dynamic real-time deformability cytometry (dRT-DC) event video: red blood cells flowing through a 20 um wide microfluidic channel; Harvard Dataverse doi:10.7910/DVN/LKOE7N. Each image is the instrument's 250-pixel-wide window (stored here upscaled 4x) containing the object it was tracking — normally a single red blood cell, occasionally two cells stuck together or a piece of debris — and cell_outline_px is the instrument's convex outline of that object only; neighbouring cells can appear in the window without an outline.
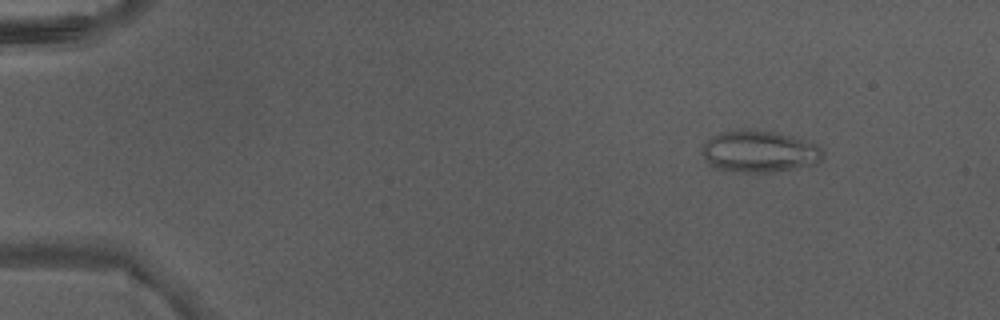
{"species": "Egyptian fruit bat (a non-hibernating species)", "species_latin": "Rousettus aegyptiacus", "temperature_condition": "warm", "stored_images_in_passage": 48, "camera_frame_rate_fps": 3000, "um_per_image_px": 0.085, "animal": {"sex": "male"}, "frame": {"image": 1, "passage_image": 7, "time_ms": 2.0, "image_size_px": [1000, 320], "cell_outline_px": [[824, 152], [820, 160], [816, 164], [768, 172], [736, 172], [712, 168], [708, 164], [704, 156], [704, 144], [712, 136], [720, 132], [772, 132], [792, 136], [816, 144]], "centroid_in_image_um": [64.55, 12.92], "position_along_channel_um": 20.5, "area_um2": 28.5}}
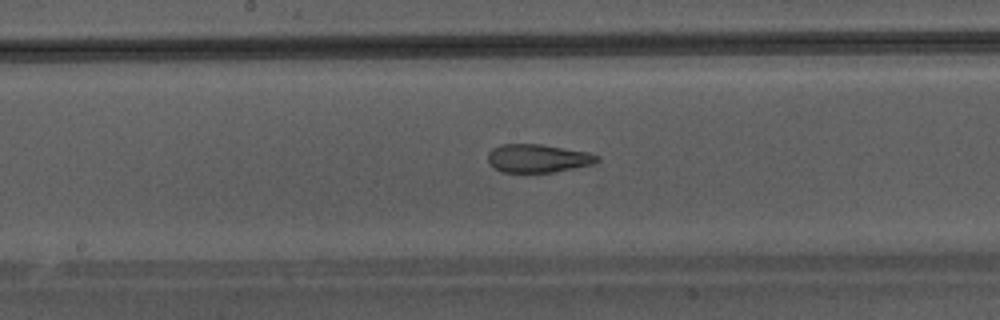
{"frame": {"image": 2, "passage_image": 27, "time_ms": 8.667, "image_size_px": [1000, 320], "cell_outline_px": [[600, 160], [592, 164], [556, 172], [500, 172], [492, 168], [488, 160], [488, 152], [492, 148], [500, 144], [540, 144], [588, 152], [600, 156]], "centroid_in_image_um": [45.69, 13.46], "position_along_channel_um": 202.5, "area_um2": 18.15}}
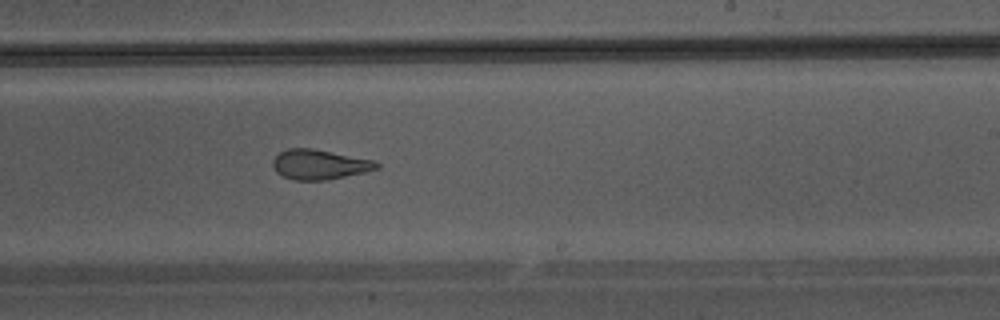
{"frame": {"image": 3, "passage_image": 31, "time_ms": 10.0, "image_size_px": [1000, 320], "cell_outline_px": [[380, 168], [364, 172], [324, 180], [292, 180], [276, 172], [272, 164], [272, 160], [280, 152], [288, 148], [312, 148], [372, 160], [380, 164]], "centroid_in_image_um": [27.12, 13.98], "position_along_channel_um": 261.9, "area_um2": 17.86}}